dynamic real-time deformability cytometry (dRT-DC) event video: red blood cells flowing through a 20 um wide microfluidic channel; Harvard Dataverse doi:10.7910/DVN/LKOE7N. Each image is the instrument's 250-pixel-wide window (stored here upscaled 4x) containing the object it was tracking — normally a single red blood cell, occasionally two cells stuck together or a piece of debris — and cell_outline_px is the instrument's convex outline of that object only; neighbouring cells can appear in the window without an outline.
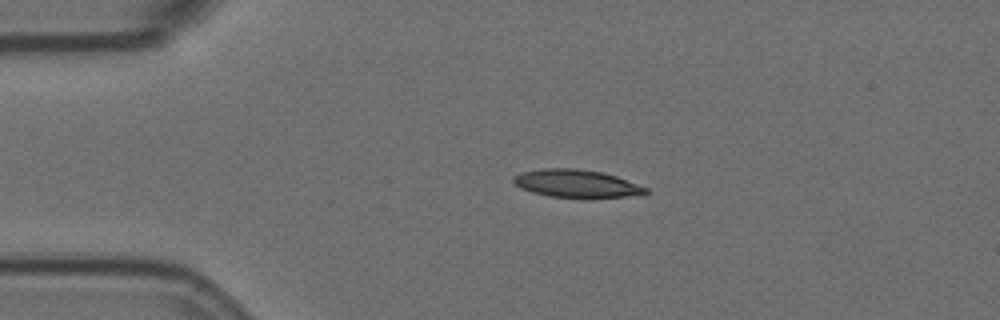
{"species": "Egyptian fruit bat (a non-hibernating species)", "species_latin": "Rousettus aegyptiacus", "temperature_condition": "room temperature", "stored_images_in_passage": 2, "camera_frame_rate_fps": 3000, "um_per_image_px": 0.085, "animal": {"sex": "female"}, "frame": {"image": 1, "passage_image": 1, "time_ms": 0.0, "image_size_px": [1000, 320], "cell_outline_px": [[648, 192], [644, 196], [548, 196], [532, 192], [520, 188], [512, 180], [512, 176], [524, 172], [540, 168], [576, 168], [600, 172], [616, 176], [648, 188]], "centroid_in_image_um": [48.99, 15.58], "position_along_channel_um": 36.0, "area_um2": 20.98}}